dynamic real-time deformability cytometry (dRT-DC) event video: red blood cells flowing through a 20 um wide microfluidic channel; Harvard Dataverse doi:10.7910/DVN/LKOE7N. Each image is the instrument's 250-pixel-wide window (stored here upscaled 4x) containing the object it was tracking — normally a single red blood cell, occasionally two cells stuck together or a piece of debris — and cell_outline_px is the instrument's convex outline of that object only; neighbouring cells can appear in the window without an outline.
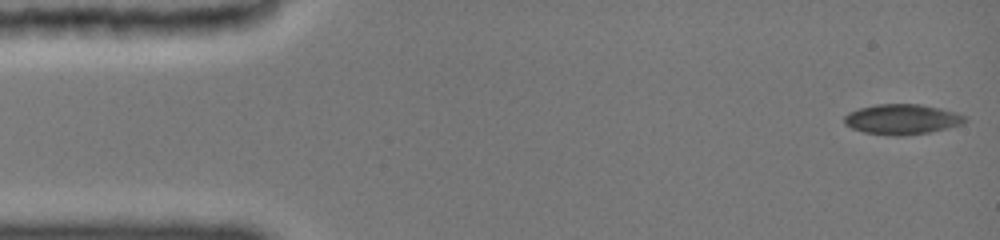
{"species": "common noctule bat (a hibernating species)", "species_latin": "Nyctalus noctula", "temperature_condition": "cold", "stored_images_in_passage": 19, "camera_frame_rate_fps": 3000, "um_per_image_px": 0.085, "animal": {"sex": "female", "body_mass_g": 19.0, "forearm_length_mm": 51.5}, "frame": {"image": 1, "passage_image": 1, "time_ms": 0.0, "image_size_px": [1000, 240], "cell_outline_px": [[968, 120], [960, 124], [948, 128], [928, 132], [864, 132], [852, 128], [844, 124], [844, 116], [860, 108], [876, 104], [920, 104], [940, 108], [956, 112], [964, 116]], "centroid_in_image_um": [76.7, 10.07], "position_along_channel_um": 8.3, "area_um2": 20.06}}
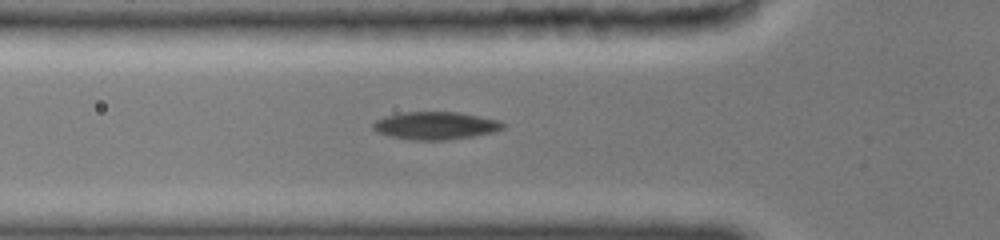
{"frame": {"image": 2, "passage_image": 17, "time_ms": 5.0, "image_size_px": [1000, 240], "cell_outline_px": [[504, 128], [492, 132], [448, 140], [416, 140], [392, 136], [380, 132], [372, 128], [372, 124], [376, 120], [388, 116], [404, 112], [460, 112], [496, 120], [504, 124]], "centroid_in_image_um": [37.02, 10.67], "position_along_channel_um": 88.8, "area_um2": 20.46}}
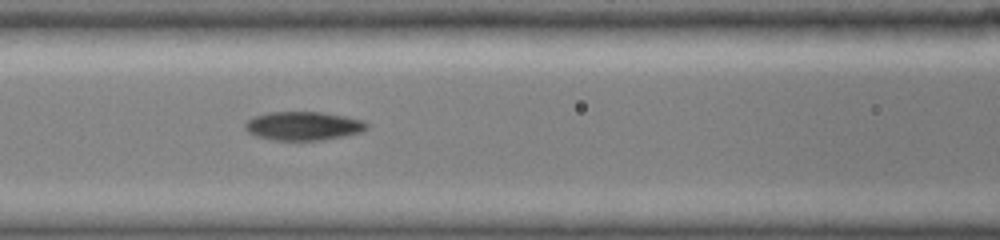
{"frame": {"image": 3, "passage_image": 19, "time_ms": 6.333, "image_size_px": [1000, 240], "cell_outline_px": [[368, 124], [360, 132], [320, 140], [272, 140], [260, 136], [244, 128], [244, 124], [248, 120], [256, 116], [268, 112], [320, 112], [344, 116], [360, 120]], "centroid_in_image_um": [25.74, 10.69], "position_along_channel_um": 140.9, "area_um2": 19.71}}